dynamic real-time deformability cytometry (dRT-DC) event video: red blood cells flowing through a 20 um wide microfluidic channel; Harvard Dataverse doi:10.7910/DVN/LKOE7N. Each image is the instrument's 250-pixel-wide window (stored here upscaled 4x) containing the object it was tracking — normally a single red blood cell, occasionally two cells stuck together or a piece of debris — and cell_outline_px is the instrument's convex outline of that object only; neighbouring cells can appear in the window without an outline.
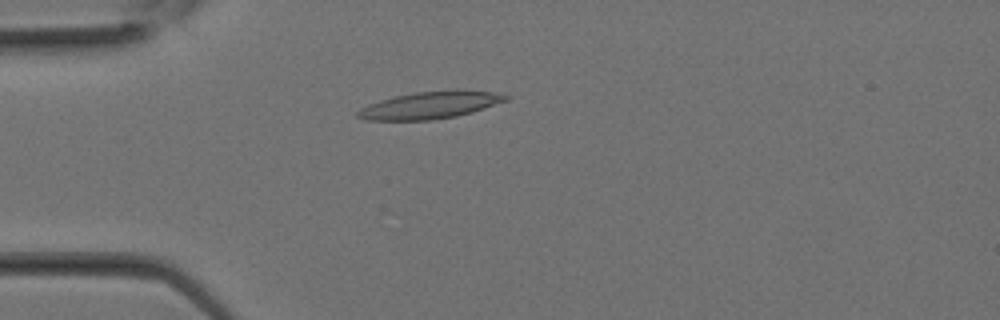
{"species": "Egyptian fruit bat (a non-hibernating species)", "species_latin": "Rousettus aegyptiacus", "temperature_condition": "room temperature", "stored_images_in_passage": 16, "camera_frame_rate_fps": 3000, "um_per_image_px": 0.085, "animal": {"sex": "female"}, "frame": {"image": 1, "passage_image": 8, "time_ms": 2.333, "image_size_px": [1000, 320], "cell_outline_px": [[512, 96], [508, 100], [472, 112], [456, 116], [432, 120], [364, 120], [356, 116], [356, 112], [360, 108], [368, 104], [380, 100], [396, 96], [416, 92], [456, 88], [500, 92]], "centroid_in_image_um": [36.63, 8.91], "position_along_channel_um": 48.4, "area_um2": 23.99}}
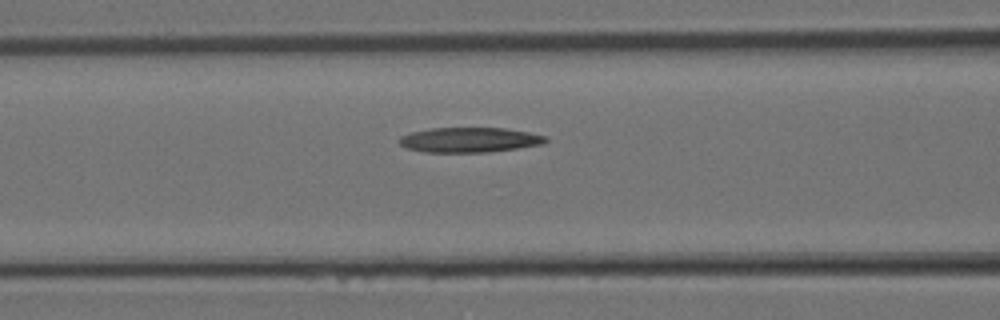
{"frame": {"image": 2, "passage_image": 12, "time_ms": 3.667, "image_size_px": [1000, 320], "cell_outline_px": [[548, 140], [544, 144], [488, 152], [424, 152], [408, 148], [400, 144], [400, 136], [412, 132], [432, 128], [504, 128], [528, 132], [544, 136]], "centroid_in_image_um": [39.91, 11.89], "position_along_channel_um": 126.7, "area_um2": 21.04}}
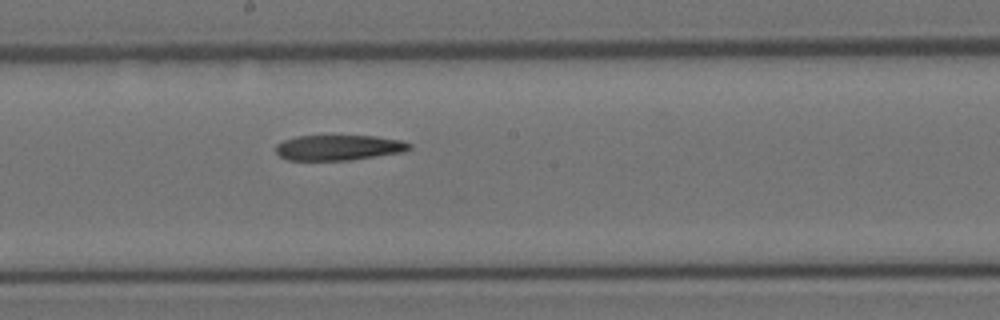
{"frame": {"image": 3, "passage_image": 16, "time_ms": 5.0, "image_size_px": [1000, 320], "cell_outline_px": [[412, 148], [404, 152], [348, 160], [288, 160], [280, 156], [276, 152], [276, 144], [284, 140], [296, 136], [376, 136], [400, 140], [412, 144]], "centroid_in_image_um": [28.8, 12.54], "position_along_channel_um": 219.4, "area_um2": 19.71}}